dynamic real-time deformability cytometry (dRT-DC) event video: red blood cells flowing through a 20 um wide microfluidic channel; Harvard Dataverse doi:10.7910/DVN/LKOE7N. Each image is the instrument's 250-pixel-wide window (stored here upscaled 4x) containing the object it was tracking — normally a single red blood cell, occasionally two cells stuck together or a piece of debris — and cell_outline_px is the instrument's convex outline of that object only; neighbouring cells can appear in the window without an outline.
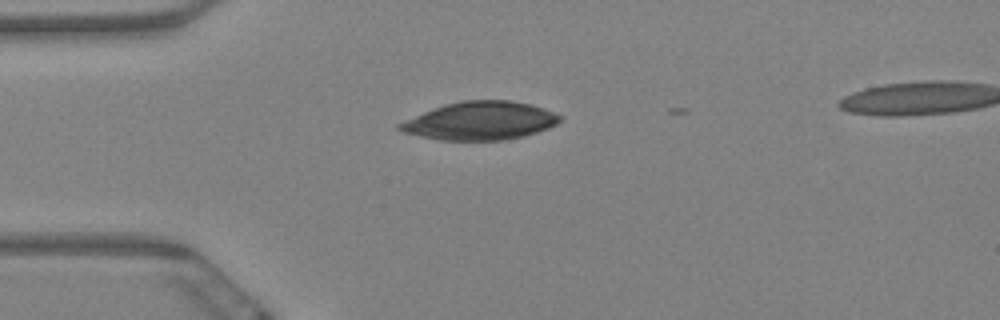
{"species": "Egyptian fruit bat (a non-hibernating species)", "species_latin": "Rousettus aegyptiacus", "temperature_condition": "warm", "stored_images_in_passage": 4, "camera_frame_rate_fps": 3000, "um_per_image_px": 0.085, "animal": {"sex": "female"}, "frame": {"image": 1, "passage_image": 4, "time_ms": 1.0, "image_size_px": [1000, 320], "cell_outline_px": [[560, 120], [556, 124], [548, 128], [524, 136], [504, 140], [440, 140], [420, 136], [404, 132], [396, 128], [396, 124], [424, 112], [444, 104], [460, 100], [512, 100], [532, 104], [544, 108], [560, 116]], "centroid_in_image_um": [40.81, 10.26], "position_along_channel_um": 44.2, "area_um2": 35.6}}